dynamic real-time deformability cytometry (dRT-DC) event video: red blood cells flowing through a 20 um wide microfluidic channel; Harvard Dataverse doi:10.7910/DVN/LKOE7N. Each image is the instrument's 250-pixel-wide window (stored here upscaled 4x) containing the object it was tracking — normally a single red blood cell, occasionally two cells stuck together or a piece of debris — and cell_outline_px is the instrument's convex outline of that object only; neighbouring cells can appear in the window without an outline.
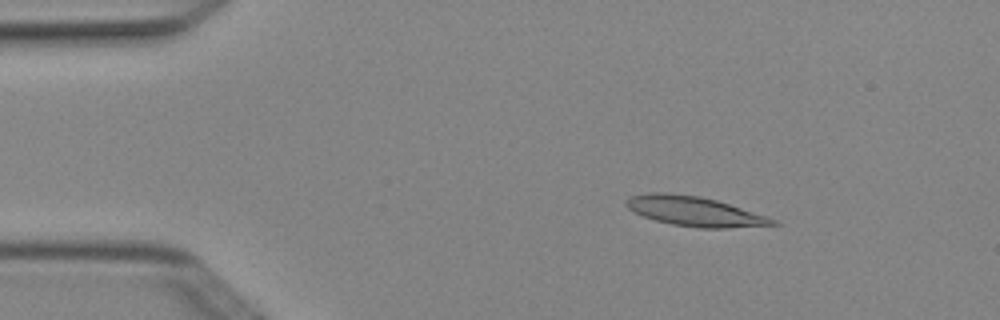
{"species": "Egyptian fruit bat (a non-hibernating species)", "species_latin": "Rousettus aegyptiacus", "temperature_condition": "cold", "stored_images_in_passage": 3, "camera_frame_rate_fps": 3000, "um_per_image_px": 0.085, "animal": {"sex": "female"}, "frame": {"image": 1, "passage_image": 2, "time_ms": 0.333, "image_size_px": [1000, 320], "cell_outline_px": [[780, 224], [728, 228], [700, 228], [672, 224], [656, 220], [644, 216], [628, 208], [624, 204], [624, 200], [628, 196], [648, 192], [668, 192], [700, 196], [716, 200], [768, 216], [776, 220]], "centroid_in_image_um": [59.01, 17.94], "position_along_channel_um": 26.0, "area_um2": 25.37}}